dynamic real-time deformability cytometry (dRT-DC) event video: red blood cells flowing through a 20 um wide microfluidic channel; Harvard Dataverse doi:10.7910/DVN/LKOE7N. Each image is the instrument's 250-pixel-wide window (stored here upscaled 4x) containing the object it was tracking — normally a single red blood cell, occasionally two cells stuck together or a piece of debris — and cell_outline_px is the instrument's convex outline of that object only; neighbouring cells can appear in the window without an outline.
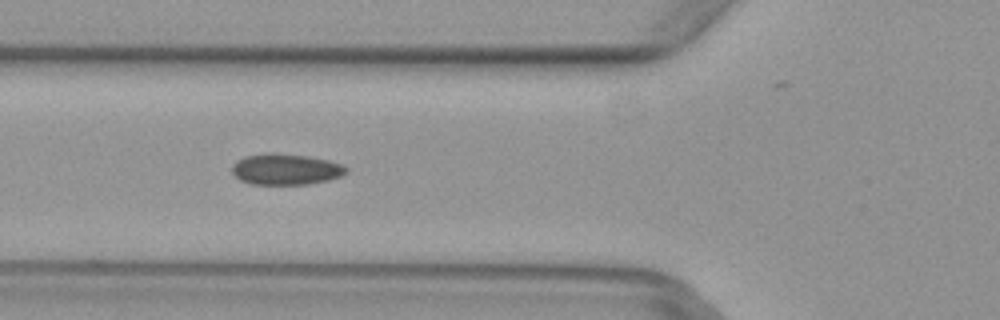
{"species": "common noctule bat (a hibernating species)", "species_latin": "Nyctalus noctula", "temperature_condition": "warm", "stored_images_in_passage": 4, "camera_frame_rate_fps": 3000, "um_per_image_px": 0.085, "animal": {"sex": "female", "body_mass_g": 29.2, "forearm_length_mm": 56.3}, "frame": {"image": 1, "passage_image": 2, "time_ms": 0.333, "image_size_px": [1000, 320], "cell_outline_px": [[348, 172], [340, 176], [328, 180], [308, 184], [252, 184], [240, 180], [232, 172], [232, 164], [236, 160], [244, 156], [272, 152], [308, 156], [328, 160], [344, 164], [348, 168]], "centroid_in_image_um": [24.3, 14.38], "position_along_channel_um": 101.5, "area_um2": 20.81}}